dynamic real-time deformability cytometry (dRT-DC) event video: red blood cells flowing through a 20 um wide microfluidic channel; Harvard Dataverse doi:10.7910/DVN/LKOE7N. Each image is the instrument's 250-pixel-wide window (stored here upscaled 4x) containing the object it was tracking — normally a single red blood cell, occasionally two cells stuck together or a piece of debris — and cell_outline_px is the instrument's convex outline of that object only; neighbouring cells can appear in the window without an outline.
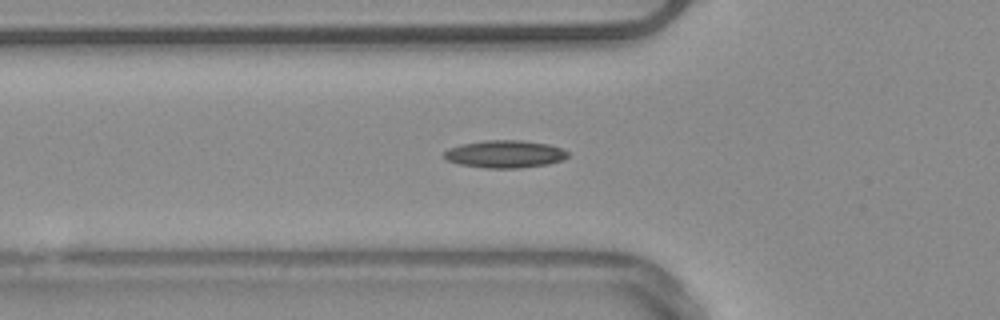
{"species": "common noctule bat (a hibernating species)", "species_latin": "Nyctalus noctula", "temperature_condition": "warm", "stored_images_in_passage": 36, "camera_frame_rate_fps": 3000, "um_per_image_px": 0.085, "animal": {"sex": "male", "body_mass_g": 20.4}, "frame": {"image": 1, "passage_image": 6, "time_ms": 1.667, "image_size_px": [1000, 320], "cell_outline_px": [[568, 156], [560, 160], [548, 164], [520, 168], [484, 168], [460, 164], [448, 160], [444, 156], [444, 152], [448, 148], [460, 144], [484, 140], [520, 140], [548, 144], [560, 148], [568, 152]], "centroid_in_image_um": [42.89, 13.09], "position_along_channel_um": 82.9, "area_um2": 19.77}, "authors_computed_cell_mechanics": {"area_um2": 17.8024, "velocity_mm_per_s": 3.9471, "shape_relaxation_time_tau1_ms": null, "shape_relaxation_time_tau2_ms": 9.6917, "deformation_change_tau1": null, "deformation_change_tau2": 0.2077}}